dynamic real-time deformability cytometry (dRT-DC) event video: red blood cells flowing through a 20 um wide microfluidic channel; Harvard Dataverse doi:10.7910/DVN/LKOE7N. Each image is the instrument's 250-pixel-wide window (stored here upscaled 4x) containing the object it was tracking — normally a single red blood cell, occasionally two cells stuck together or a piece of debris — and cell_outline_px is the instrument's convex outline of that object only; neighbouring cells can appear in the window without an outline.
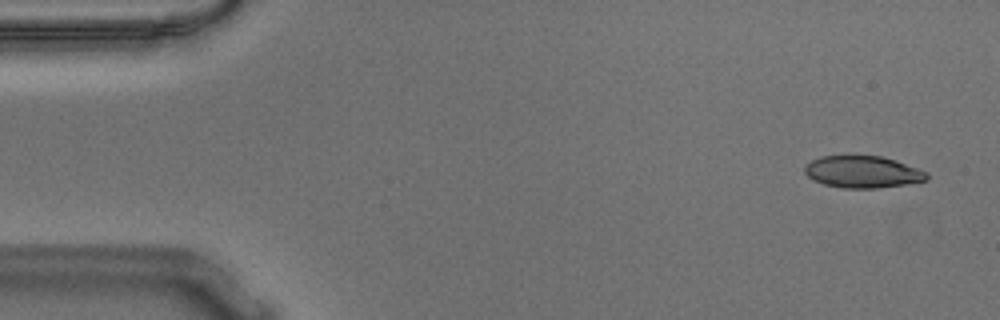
{"species": "Egyptian fruit bat (a non-hibernating species)", "species_latin": "Rousettus aegyptiacus", "temperature_condition": "warm", "stored_images_in_passage": 55, "camera_frame_rate_fps": 3000, "um_per_image_px": 0.085, "animal": {"sex": "male"}, "frame": {"image": 1, "passage_image": 3, "time_ms": 0.667, "image_size_px": [1000, 320], "cell_outline_px": [[928, 180], [904, 184], [876, 188], [844, 188], [824, 184], [812, 180], [804, 172], [804, 164], [820, 156], [880, 156], [896, 160], [928, 172]], "centroid_in_image_um": [73.3, 14.61], "position_along_channel_um": 11.7, "area_um2": 22.72}}
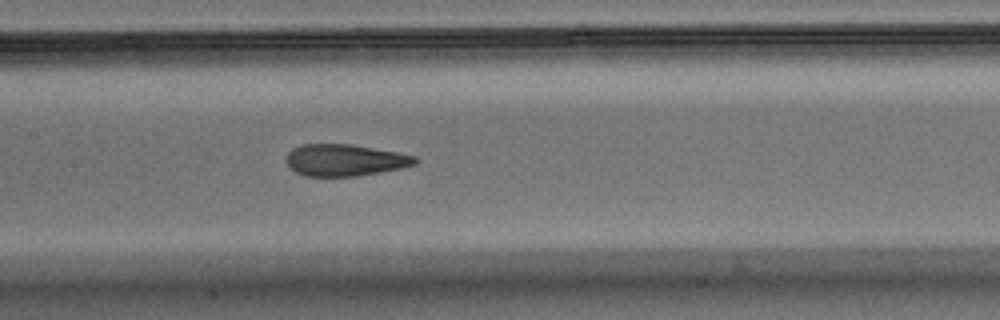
{"frame": {"image": 2, "passage_image": 26, "time_ms": 8.333, "image_size_px": [1000, 320], "cell_outline_px": [[420, 160], [416, 164], [400, 168], [380, 172], [356, 176], [304, 176], [288, 168], [284, 160], [288, 152], [292, 148], [300, 144], [352, 144], [400, 152], [416, 156]], "centroid_in_image_um": [29.29, 13.6], "position_along_channel_um": 178.1, "area_um2": 24.28}}
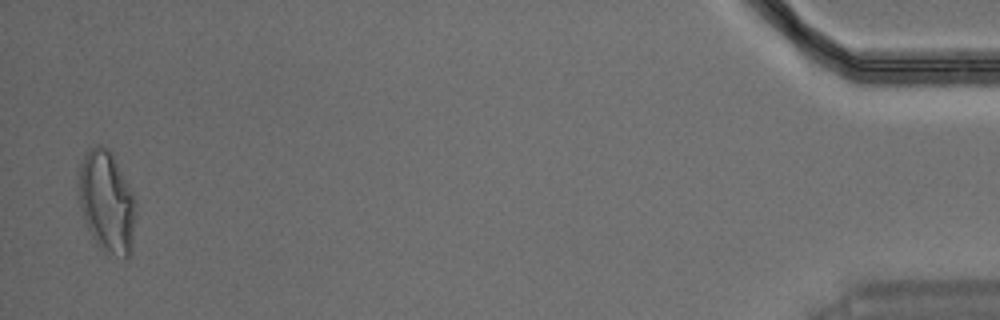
{"frame": {"image": 3, "passage_image": 54, "time_ms": 17.667, "image_size_px": [1000, 320], "cell_outline_px": [[136, 212], [132, 252], [124, 260], [100, 248], [96, 244], [84, 220], [80, 208], [76, 180], [80, 164], [84, 152], [88, 148], [96, 144], [100, 144], [108, 148], [112, 152], [136, 200]], "centroid_in_image_um": [9.06, 17.13], "position_along_channel_um": 426.1, "area_um2": 34.8}, "authors_computed_cell_mechanics": {"area_um2": 24.6806, "velocity_mm_per_s": 3.6341, "shape_relaxation_time_tau1_ms": 8.9055, "shape_relaxation_time_tau2_ms": 1.3147, "deformation_change_tau1": 0.2525, "deformation_change_tau2": 0.0846}}